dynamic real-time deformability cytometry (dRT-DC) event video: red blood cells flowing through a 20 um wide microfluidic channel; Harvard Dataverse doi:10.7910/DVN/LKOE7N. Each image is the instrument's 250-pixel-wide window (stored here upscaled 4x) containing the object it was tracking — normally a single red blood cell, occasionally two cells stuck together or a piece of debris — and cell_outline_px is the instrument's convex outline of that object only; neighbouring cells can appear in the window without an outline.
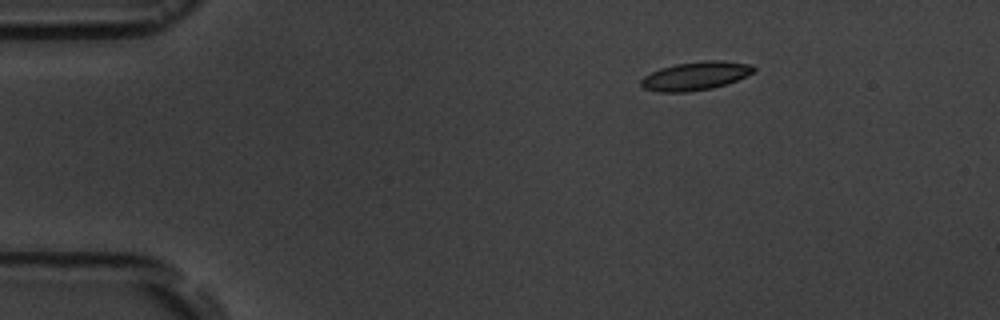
{"species": "common noctule bat (a hibernating species)", "species_latin": "Nyctalus noctula", "temperature_condition": "room temperature", "stored_images_in_passage": 5, "camera_frame_rate_fps": 3000, "um_per_image_px": 0.085, "animal": {"sex": "male", "body_mass_g": 19.5, "forearm_length_mm": 54.6}, "frame": {"image": 1, "passage_image": 5, "time_ms": 4.667, "image_size_px": [1000, 320], "cell_outline_px": [[756, 68], [752, 72], [736, 80], [712, 88], [688, 92], [660, 92], [644, 88], [640, 84], [640, 80], [644, 76], [660, 68], [676, 64], [704, 60], [724, 60], [752, 64]], "centroid_in_image_um": [59.11, 6.44], "position_along_channel_um": 25.9, "area_um2": 18.61}}